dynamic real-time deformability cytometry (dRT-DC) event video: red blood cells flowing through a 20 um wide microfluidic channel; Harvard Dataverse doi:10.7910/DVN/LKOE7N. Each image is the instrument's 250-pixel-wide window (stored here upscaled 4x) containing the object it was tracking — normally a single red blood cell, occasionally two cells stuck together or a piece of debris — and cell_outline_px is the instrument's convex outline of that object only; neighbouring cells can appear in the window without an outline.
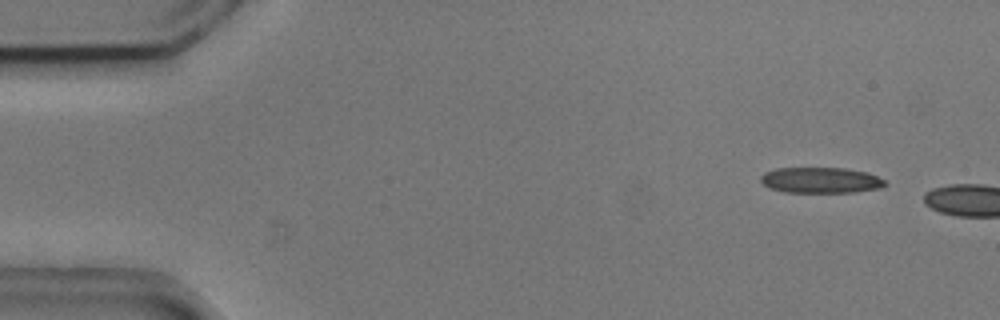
{"species": "common noctule bat (a hibernating species)", "species_latin": "Nyctalus noctula", "temperature_condition": "cold", "stored_images_in_passage": 13, "camera_frame_rate_fps": 3000, "um_per_image_px": 0.085, "animal": {"sex": "male", "body_mass_g": 20.5, "forearm_length_mm": 52.5}, "frame": {"image": 1, "passage_image": 3, "time_ms": 0.667, "image_size_px": [1000, 320], "cell_outline_px": [[888, 184], [880, 188], [856, 192], [784, 192], [768, 188], [760, 180], [760, 176], [764, 172], [776, 168], [844, 168], [868, 172], [888, 180]], "centroid_in_image_um": [69.8, 15.31], "position_along_channel_um": 15.2, "area_um2": 18.96}}